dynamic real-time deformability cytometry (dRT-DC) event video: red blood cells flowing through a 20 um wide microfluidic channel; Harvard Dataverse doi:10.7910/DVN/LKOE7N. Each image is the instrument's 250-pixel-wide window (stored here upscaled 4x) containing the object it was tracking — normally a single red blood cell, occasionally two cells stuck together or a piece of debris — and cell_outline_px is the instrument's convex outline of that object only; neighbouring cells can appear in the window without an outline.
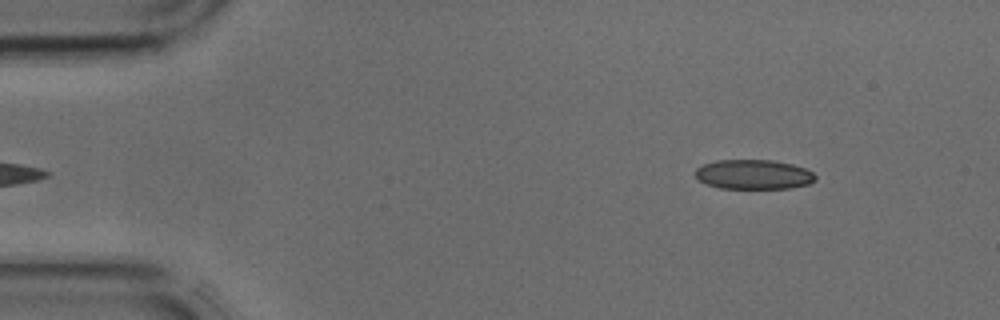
{"species": "common noctule bat (a hibernating species)", "species_latin": "Nyctalus noctula", "temperature_condition": "cold", "stored_images_in_passage": 38, "camera_frame_rate_fps": 3000, "um_per_image_px": 0.085, "animal": {"sex": "male", "body_mass_g": 17.9, "forearm_length_mm": 54.2}, "frame": {"image": 1, "passage_image": 1, "time_ms": 0.0, "image_size_px": [1000, 320], "cell_outline_px": [[816, 180], [808, 184], [792, 188], [720, 188], [696, 180], [696, 168], [704, 164], [716, 160], [772, 160], [792, 164], [804, 168], [812, 172], [816, 176]], "centroid_in_image_um": [64.05, 14.83], "position_along_channel_um": 20.9, "area_um2": 20.69}}
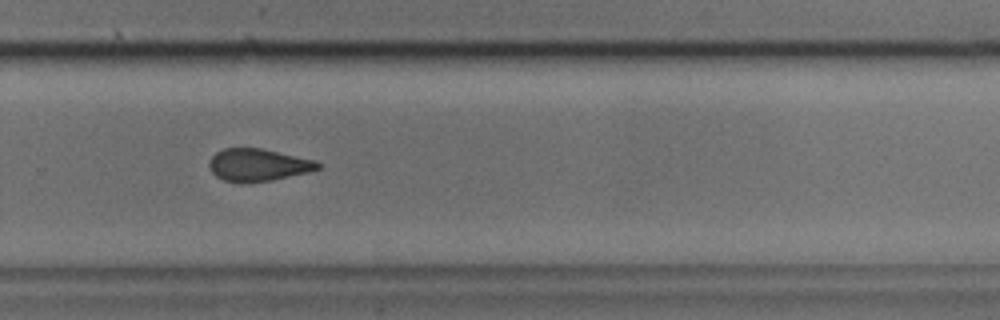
{"frame": {"image": 2, "passage_image": 24, "time_ms": 7.667, "image_size_px": [1000, 320], "cell_outline_px": [[320, 168], [308, 172], [272, 180], [224, 180], [216, 176], [212, 172], [208, 164], [212, 156], [216, 152], [224, 148], [260, 148], [316, 160], [320, 164]], "centroid_in_image_um": [21.95, 13.98], "position_along_channel_um": 307.8, "area_um2": 19.88}}
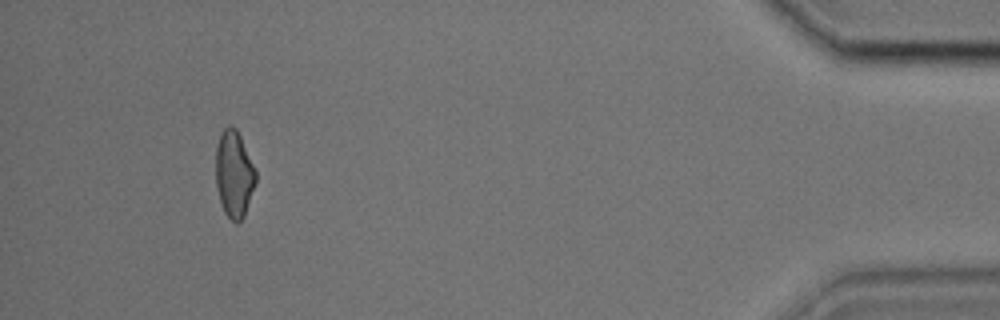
{"frame": {"image": 3, "passage_image": 35, "time_ms": 11.333, "image_size_px": [1000, 320], "cell_outline_px": [[256, 184], [244, 216], [236, 224], [224, 212], [220, 200], [216, 184], [216, 148], [220, 132], [228, 124], [236, 128], [240, 136], [256, 172]], "centroid_in_image_um": [19.89, 14.79], "position_along_channel_um": 415.3, "area_um2": 20.11}}